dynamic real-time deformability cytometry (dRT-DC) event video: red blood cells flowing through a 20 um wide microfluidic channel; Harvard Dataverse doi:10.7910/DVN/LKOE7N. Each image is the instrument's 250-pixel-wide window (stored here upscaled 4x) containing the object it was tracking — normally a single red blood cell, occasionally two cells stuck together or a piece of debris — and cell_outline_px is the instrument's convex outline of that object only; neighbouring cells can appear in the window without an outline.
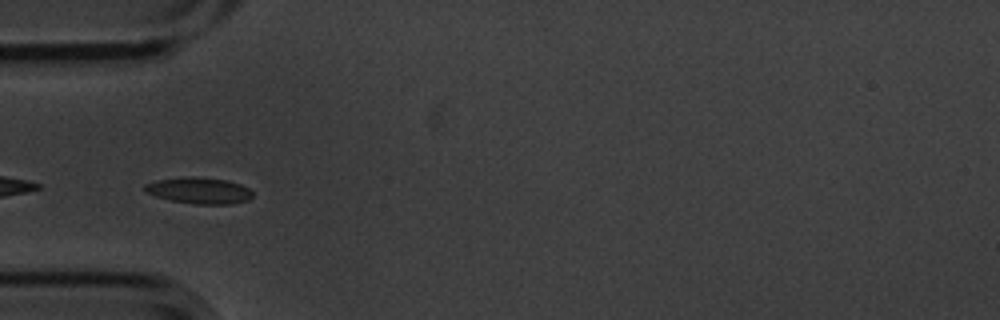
{"species": "common noctule bat (a hibernating species)", "species_latin": "Nyctalus noctula", "temperature_condition": "cold", "stored_images_in_passage": 5, "camera_frame_rate_fps": 3000, "um_per_image_px": 0.085, "animal": {"sex": "male", "body_mass_g": 20.1, "forearm_length_mm": 53.5}, "frame": {"image": 1, "passage_image": 5, "time_ms": 1.333, "image_size_px": [1000, 320], "cell_outline_px": [[252, 196], [248, 200], [232, 204], [196, 204], [172, 200], [156, 196], [148, 192], [144, 188], [144, 184], [156, 180], [184, 176], [196, 176], [228, 180], [240, 184], [248, 188], [252, 192]], "centroid_in_image_um": [16.94, 16.18], "position_along_channel_um": 68.1, "area_um2": 16.53}}